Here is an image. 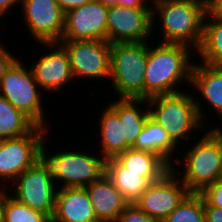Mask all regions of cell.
Segmentation results:
<instances>
[{
  "label": "cell",
  "instance_id": "1",
  "mask_svg": "<svg viewBox=\"0 0 222 222\" xmlns=\"http://www.w3.org/2000/svg\"><path fill=\"white\" fill-rule=\"evenodd\" d=\"M151 45H148L144 75V99L181 92L178 87L181 82L190 85L193 49L184 44L157 42L155 47Z\"/></svg>",
  "mask_w": 222,
  "mask_h": 222
},
{
  "label": "cell",
  "instance_id": "2",
  "mask_svg": "<svg viewBox=\"0 0 222 222\" xmlns=\"http://www.w3.org/2000/svg\"><path fill=\"white\" fill-rule=\"evenodd\" d=\"M151 1L152 29L156 28V14L162 23L160 43L184 44L194 53L201 44L204 19L210 7L200 0Z\"/></svg>",
  "mask_w": 222,
  "mask_h": 222
},
{
  "label": "cell",
  "instance_id": "3",
  "mask_svg": "<svg viewBox=\"0 0 222 222\" xmlns=\"http://www.w3.org/2000/svg\"><path fill=\"white\" fill-rule=\"evenodd\" d=\"M190 93L183 90V92L157 95L147 99L149 116L164 128L178 146L181 139L186 142L192 139L190 132H198L207 115L202 111L204 109L202 101L199 98L196 99V96L193 97L194 92L190 91Z\"/></svg>",
  "mask_w": 222,
  "mask_h": 222
},
{
  "label": "cell",
  "instance_id": "4",
  "mask_svg": "<svg viewBox=\"0 0 222 222\" xmlns=\"http://www.w3.org/2000/svg\"><path fill=\"white\" fill-rule=\"evenodd\" d=\"M188 150V151H187ZM184 162L175 158L173 166L182 165L183 174L179 178L189 192L200 193L206 186L222 178V131L220 127L210 128L196 141L194 146L185 149ZM176 161V163H175ZM183 175V176H182Z\"/></svg>",
  "mask_w": 222,
  "mask_h": 222
},
{
  "label": "cell",
  "instance_id": "5",
  "mask_svg": "<svg viewBox=\"0 0 222 222\" xmlns=\"http://www.w3.org/2000/svg\"><path fill=\"white\" fill-rule=\"evenodd\" d=\"M148 42L111 44L110 83L119 98L144 99Z\"/></svg>",
  "mask_w": 222,
  "mask_h": 222
},
{
  "label": "cell",
  "instance_id": "6",
  "mask_svg": "<svg viewBox=\"0 0 222 222\" xmlns=\"http://www.w3.org/2000/svg\"><path fill=\"white\" fill-rule=\"evenodd\" d=\"M46 142L45 139L42 157L51 168L53 179L55 182L57 181L55 184L62 182L59 188L85 187L105 175L106 159L99 153L90 154V151L86 153L83 150L64 149L65 151H55L50 155L46 148Z\"/></svg>",
  "mask_w": 222,
  "mask_h": 222
},
{
  "label": "cell",
  "instance_id": "7",
  "mask_svg": "<svg viewBox=\"0 0 222 222\" xmlns=\"http://www.w3.org/2000/svg\"><path fill=\"white\" fill-rule=\"evenodd\" d=\"M21 61L18 58L5 72L0 82V96L23 112L37 126L47 128L48 124H45L46 118L42 108L43 90L35 81L30 67L24 66Z\"/></svg>",
  "mask_w": 222,
  "mask_h": 222
},
{
  "label": "cell",
  "instance_id": "8",
  "mask_svg": "<svg viewBox=\"0 0 222 222\" xmlns=\"http://www.w3.org/2000/svg\"><path fill=\"white\" fill-rule=\"evenodd\" d=\"M13 182L15 192L11 193L15 199L52 219L59 184H55L51 168L43 157Z\"/></svg>",
  "mask_w": 222,
  "mask_h": 222
},
{
  "label": "cell",
  "instance_id": "9",
  "mask_svg": "<svg viewBox=\"0 0 222 222\" xmlns=\"http://www.w3.org/2000/svg\"><path fill=\"white\" fill-rule=\"evenodd\" d=\"M48 131V128L36 126L24 136L0 140V180L12 183L42 158L44 137Z\"/></svg>",
  "mask_w": 222,
  "mask_h": 222
},
{
  "label": "cell",
  "instance_id": "10",
  "mask_svg": "<svg viewBox=\"0 0 222 222\" xmlns=\"http://www.w3.org/2000/svg\"><path fill=\"white\" fill-rule=\"evenodd\" d=\"M59 43L68 53L74 79H110L111 43L100 40H61Z\"/></svg>",
  "mask_w": 222,
  "mask_h": 222
},
{
  "label": "cell",
  "instance_id": "11",
  "mask_svg": "<svg viewBox=\"0 0 222 222\" xmlns=\"http://www.w3.org/2000/svg\"><path fill=\"white\" fill-rule=\"evenodd\" d=\"M152 8L115 5L108 8L107 41L109 43L147 42L153 35Z\"/></svg>",
  "mask_w": 222,
  "mask_h": 222
},
{
  "label": "cell",
  "instance_id": "12",
  "mask_svg": "<svg viewBox=\"0 0 222 222\" xmlns=\"http://www.w3.org/2000/svg\"><path fill=\"white\" fill-rule=\"evenodd\" d=\"M175 167L172 166L160 181L151 183L134 202L156 222H162L189 193Z\"/></svg>",
  "mask_w": 222,
  "mask_h": 222
},
{
  "label": "cell",
  "instance_id": "13",
  "mask_svg": "<svg viewBox=\"0 0 222 222\" xmlns=\"http://www.w3.org/2000/svg\"><path fill=\"white\" fill-rule=\"evenodd\" d=\"M26 28L39 43L60 42L65 28V13L56 0H21Z\"/></svg>",
  "mask_w": 222,
  "mask_h": 222
},
{
  "label": "cell",
  "instance_id": "14",
  "mask_svg": "<svg viewBox=\"0 0 222 222\" xmlns=\"http://www.w3.org/2000/svg\"><path fill=\"white\" fill-rule=\"evenodd\" d=\"M107 15L108 7L98 0L69 10L62 40L107 41Z\"/></svg>",
  "mask_w": 222,
  "mask_h": 222
},
{
  "label": "cell",
  "instance_id": "15",
  "mask_svg": "<svg viewBox=\"0 0 222 222\" xmlns=\"http://www.w3.org/2000/svg\"><path fill=\"white\" fill-rule=\"evenodd\" d=\"M45 46L47 54L43 53L40 58L30 66L34 79L45 92L55 94L62 91L65 86L74 80L68 53L59 42L40 43Z\"/></svg>",
  "mask_w": 222,
  "mask_h": 222
},
{
  "label": "cell",
  "instance_id": "16",
  "mask_svg": "<svg viewBox=\"0 0 222 222\" xmlns=\"http://www.w3.org/2000/svg\"><path fill=\"white\" fill-rule=\"evenodd\" d=\"M51 222H95L94 208L85 187L58 188Z\"/></svg>",
  "mask_w": 222,
  "mask_h": 222
},
{
  "label": "cell",
  "instance_id": "17",
  "mask_svg": "<svg viewBox=\"0 0 222 222\" xmlns=\"http://www.w3.org/2000/svg\"><path fill=\"white\" fill-rule=\"evenodd\" d=\"M168 172L126 171L115 157L106 160V175L129 203H134L151 183L160 181Z\"/></svg>",
  "mask_w": 222,
  "mask_h": 222
},
{
  "label": "cell",
  "instance_id": "18",
  "mask_svg": "<svg viewBox=\"0 0 222 222\" xmlns=\"http://www.w3.org/2000/svg\"><path fill=\"white\" fill-rule=\"evenodd\" d=\"M97 220L116 222L129 202L105 174L98 181L85 186Z\"/></svg>",
  "mask_w": 222,
  "mask_h": 222
},
{
  "label": "cell",
  "instance_id": "19",
  "mask_svg": "<svg viewBox=\"0 0 222 222\" xmlns=\"http://www.w3.org/2000/svg\"><path fill=\"white\" fill-rule=\"evenodd\" d=\"M191 87L198 92L200 97L208 102L211 109L222 118V67L211 66L205 63L193 65L191 72Z\"/></svg>",
  "mask_w": 222,
  "mask_h": 222
},
{
  "label": "cell",
  "instance_id": "20",
  "mask_svg": "<svg viewBox=\"0 0 222 222\" xmlns=\"http://www.w3.org/2000/svg\"><path fill=\"white\" fill-rule=\"evenodd\" d=\"M103 109L100 114V123H98L101 138L99 141V145H101L99 154L107 160L116 157L131 148V146L126 142L123 120H120L117 112L110 105Z\"/></svg>",
  "mask_w": 222,
  "mask_h": 222
},
{
  "label": "cell",
  "instance_id": "21",
  "mask_svg": "<svg viewBox=\"0 0 222 222\" xmlns=\"http://www.w3.org/2000/svg\"><path fill=\"white\" fill-rule=\"evenodd\" d=\"M177 146L164 128L149 116L131 148L154 152L172 167L174 164L173 154L178 152L174 151L177 150Z\"/></svg>",
  "mask_w": 222,
  "mask_h": 222
},
{
  "label": "cell",
  "instance_id": "22",
  "mask_svg": "<svg viewBox=\"0 0 222 222\" xmlns=\"http://www.w3.org/2000/svg\"><path fill=\"white\" fill-rule=\"evenodd\" d=\"M110 102L109 105L117 112L120 120H123L124 136L132 147L149 117L148 106L146 110H141V106L148 105L147 99L119 98Z\"/></svg>",
  "mask_w": 222,
  "mask_h": 222
},
{
  "label": "cell",
  "instance_id": "23",
  "mask_svg": "<svg viewBox=\"0 0 222 222\" xmlns=\"http://www.w3.org/2000/svg\"><path fill=\"white\" fill-rule=\"evenodd\" d=\"M195 52L202 63L222 67V18L211 8L206 13L202 41Z\"/></svg>",
  "mask_w": 222,
  "mask_h": 222
},
{
  "label": "cell",
  "instance_id": "24",
  "mask_svg": "<svg viewBox=\"0 0 222 222\" xmlns=\"http://www.w3.org/2000/svg\"><path fill=\"white\" fill-rule=\"evenodd\" d=\"M36 126L29 117L0 96V140L24 136Z\"/></svg>",
  "mask_w": 222,
  "mask_h": 222
},
{
  "label": "cell",
  "instance_id": "25",
  "mask_svg": "<svg viewBox=\"0 0 222 222\" xmlns=\"http://www.w3.org/2000/svg\"><path fill=\"white\" fill-rule=\"evenodd\" d=\"M126 171L134 172H169L171 166L158 154L132 148L115 157Z\"/></svg>",
  "mask_w": 222,
  "mask_h": 222
},
{
  "label": "cell",
  "instance_id": "26",
  "mask_svg": "<svg viewBox=\"0 0 222 222\" xmlns=\"http://www.w3.org/2000/svg\"><path fill=\"white\" fill-rule=\"evenodd\" d=\"M2 222H51V219L3 191Z\"/></svg>",
  "mask_w": 222,
  "mask_h": 222
},
{
  "label": "cell",
  "instance_id": "27",
  "mask_svg": "<svg viewBox=\"0 0 222 222\" xmlns=\"http://www.w3.org/2000/svg\"><path fill=\"white\" fill-rule=\"evenodd\" d=\"M162 222H205L202 195L189 192Z\"/></svg>",
  "mask_w": 222,
  "mask_h": 222
},
{
  "label": "cell",
  "instance_id": "28",
  "mask_svg": "<svg viewBox=\"0 0 222 222\" xmlns=\"http://www.w3.org/2000/svg\"><path fill=\"white\" fill-rule=\"evenodd\" d=\"M200 194L204 199V207L222 208V178L206 186Z\"/></svg>",
  "mask_w": 222,
  "mask_h": 222
},
{
  "label": "cell",
  "instance_id": "29",
  "mask_svg": "<svg viewBox=\"0 0 222 222\" xmlns=\"http://www.w3.org/2000/svg\"><path fill=\"white\" fill-rule=\"evenodd\" d=\"M116 222H156L143 212L135 203H129L118 216Z\"/></svg>",
  "mask_w": 222,
  "mask_h": 222
},
{
  "label": "cell",
  "instance_id": "30",
  "mask_svg": "<svg viewBox=\"0 0 222 222\" xmlns=\"http://www.w3.org/2000/svg\"><path fill=\"white\" fill-rule=\"evenodd\" d=\"M6 47L3 45L0 47V82L5 75V72L9 67L18 59L14 57Z\"/></svg>",
  "mask_w": 222,
  "mask_h": 222
},
{
  "label": "cell",
  "instance_id": "31",
  "mask_svg": "<svg viewBox=\"0 0 222 222\" xmlns=\"http://www.w3.org/2000/svg\"><path fill=\"white\" fill-rule=\"evenodd\" d=\"M61 10L66 14L69 10L81 7L92 0H56Z\"/></svg>",
  "mask_w": 222,
  "mask_h": 222
},
{
  "label": "cell",
  "instance_id": "32",
  "mask_svg": "<svg viewBox=\"0 0 222 222\" xmlns=\"http://www.w3.org/2000/svg\"><path fill=\"white\" fill-rule=\"evenodd\" d=\"M205 222H222V208L204 207Z\"/></svg>",
  "mask_w": 222,
  "mask_h": 222
},
{
  "label": "cell",
  "instance_id": "33",
  "mask_svg": "<svg viewBox=\"0 0 222 222\" xmlns=\"http://www.w3.org/2000/svg\"><path fill=\"white\" fill-rule=\"evenodd\" d=\"M149 3L147 0H118V5L132 7V8H152V5H148Z\"/></svg>",
  "mask_w": 222,
  "mask_h": 222
},
{
  "label": "cell",
  "instance_id": "34",
  "mask_svg": "<svg viewBox=\"0 0 222 222\" xmlns=\"http://www.w3.org/2000/svg\"><path fill=\"white\" fill-rule=\"evenodd\" d=\"M20 2L21 0H0V18L6 16L15 5H20Z\"/></svg>",
  "mask_w": 222,
  "mask_h": 222
},
{
  "label": "cell",
  "instance_id": "35",
  "mask_svg": "<svg viewBox=\"0 0 222 222\" xmlns=\"http://www.w3.org/2000/svg\"><path fill=\"white\" fill-rule=\"evenodd\" d=\"M210 8L222 18V0H215Z\"/></svg>",
  "mask_w": 222,
  "mask_h": 222
},
{
  "label": "cell",
  "instance_id": "36",
  "mask_svg": "<svg viewBox=\"0 0 222 222\" xmlns=\"http://www.w3.org/2000/svg\"><path fill=\"white\" fill-rule=\"evenodd\" d=\"M98 1L108 8L118 5V0H98Z\"/></svg>",
  "mask_w": 222,
  "mask_h": 222
},
{
  "label": "cell",
  "instance_id": "37",
  "mask_svg": "<svg viewBox=\"0 0 222 222\" xmlns=\"http://www.w3.org/2000/svg\"><path fill=\"white\" fill-rule=\"evenodd\" d=\"M3 189L0 190V222H2Z\"/></svg>",
  "mask_w": 222,
  "mask_h": 222
},
{
  "label": "cell",
  "instance_id": "38",
  "mask_svg": "<svg viewBox=\"0 0 222 222\" xmlns=\"http://www.w3.org/2000/svg\"><path fill=\"white\" fill-rule=\"evenodd\" d=\"M202 2H204L206 5H208L209 7H211L214 3L215 0H200Z\"/></svg>",
  "mask_w": 222,
  "mask_h": 222
},
{
  "label": "cell",
  "instance_id": "39",
  "mask_svg": "<svg viewBox=\"0 0 222 222\" xmlns=\"http://www.w3.org/2000/svg\"><path fill=\"white\" fill-rule=\"evenodd\" d=\"M95 222H109V221H102V220H97Z\"/></svg>",
  "mask_w": 222,
  "mask_h": 222
}]
</instances>
